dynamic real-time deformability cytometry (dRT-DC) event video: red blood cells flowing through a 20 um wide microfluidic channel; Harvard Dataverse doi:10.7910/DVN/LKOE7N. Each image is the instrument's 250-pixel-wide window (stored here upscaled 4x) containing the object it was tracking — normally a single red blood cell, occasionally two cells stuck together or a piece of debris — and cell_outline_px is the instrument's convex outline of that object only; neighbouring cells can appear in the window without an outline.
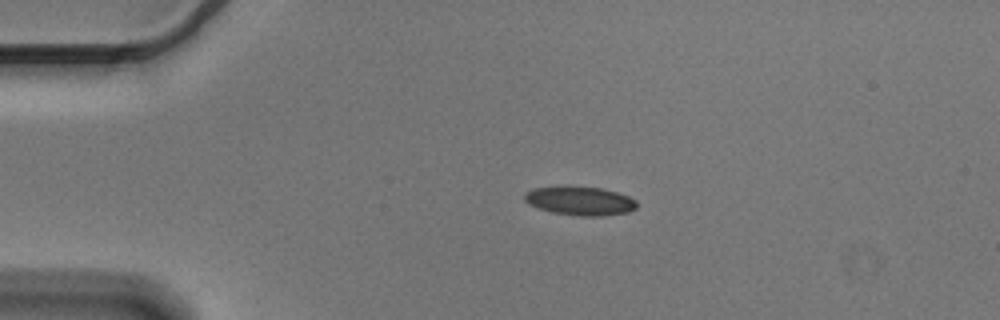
{"species": "Egyptian fruit bat (a non-hibernating species)", "species_latin": "Rousettus aegyptiacus", "temperature_condition": "cold", "stored_images_in_passage": 3, "camera_frame_rate_fps": 3000, "um_per_image_px": 0.085, "animal": {"sex": "male"}, "frame": {"image": 1, "passage_image": 2, "time_ms": 0.333, "image_size_px": [1000, 320], "cell_outline_px": [[636, 208], [628, 212], [604, 216], [580, 216], [552, 212], [528, 204], [524, 200], [524, 196], [528, 192], [536, 188], [600, 188], [616, 192], [628, 196], [636, 200]], "centroid_in_image_um": [49.35, 17.11], "position_along_channel_um": 35.6, "area_um2": 18.15}}